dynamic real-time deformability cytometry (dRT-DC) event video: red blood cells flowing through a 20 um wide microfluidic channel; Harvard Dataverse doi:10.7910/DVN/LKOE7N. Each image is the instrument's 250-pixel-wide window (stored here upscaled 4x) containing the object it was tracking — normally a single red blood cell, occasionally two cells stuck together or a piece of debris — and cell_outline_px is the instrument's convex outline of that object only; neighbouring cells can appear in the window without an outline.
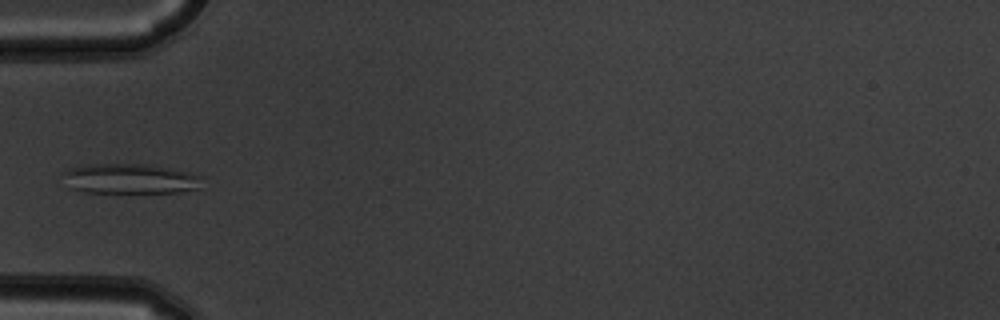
{"species": "common noctule bat (a hibernating species)", "species_latin": "Nyctalus noctula", "temperature_condition": "warm", "stored_images_in_passage": 4, "camera_frame_rate_fps": 3000, "um_per_image_px": 0.085, "animal": {"sex": "male", "body_mass_g": 19.5, "forearm_length_mm": 54.6}, "frame": {"image": 1, "passage_image": 4, "time_ms": 1.0, "image_size_px": [1000, 320], "cell_outline_px": [[200, 188], [180, 192], [84, 192], [72, 188], [60, 172], [84, 164], [148, 164], [188, 172], [200, 176]], "centroid_in_image_um": [11.03, 15.18], "position_along_channel_um": 74.0, "area_um2": 24.1}}